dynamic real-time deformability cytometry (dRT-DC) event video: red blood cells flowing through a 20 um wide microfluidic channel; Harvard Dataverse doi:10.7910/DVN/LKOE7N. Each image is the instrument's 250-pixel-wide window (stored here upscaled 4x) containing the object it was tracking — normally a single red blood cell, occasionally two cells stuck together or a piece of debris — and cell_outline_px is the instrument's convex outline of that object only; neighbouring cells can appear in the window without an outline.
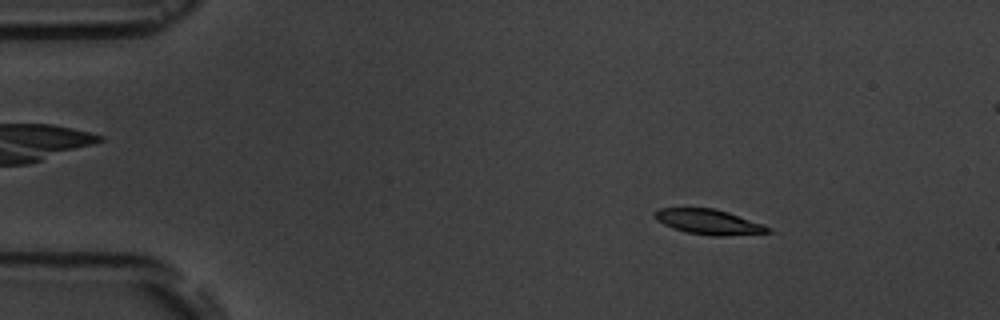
{"species": "common noctule bat (a hibernating species)", "species_latin": "Nyctalus noctula", "temperature_condition": "room temperature", "stored_images_in_passage": 10, "camera_frame_rate_fps": 3000, "um_per_image_px": 0.085, "animal": {"sex": "male", "body_mass_g": 19.5, "forearm_length_mm": 54.6}, "frame": {"image": 1, "passage_image": 1, "time_ms": 0.0, "image_size_px": [1000, 320], "cell_outline_px": [[772, 232], [724, 236], [712, 236], [688, 232], [672, 228], [656, 220], [652, 216], [652, 212], [660, 208], [712, 208], [728, 212], [764, 224]], "centroid_in_image_um": [60.2, 18.85], "position_along_channel_um": 24.8, "area_um2": 16.53}}
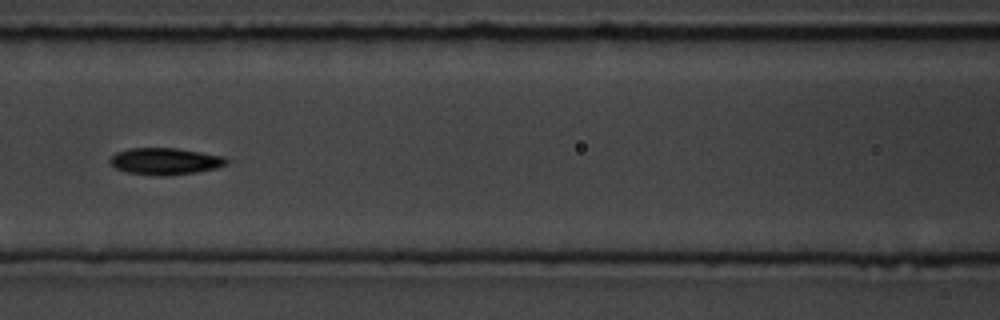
{"frame": {"image": 2, "passage_image": 6, "time_ms": 5.667, "image_size_px": [1000, 320], "cell_outline_px": [[228, 164], [216, 168], [196, 172], [168, 176], [152, 176], [124, 172], [116, 168], [108, 160], [116, 152], [128, 148], [176, 148], [224, 156], [228, 160]], "centroid_in_image_um": [14.02, 13.72], "position_along_channel_um": 152.6, "area_um2": 18.38}}
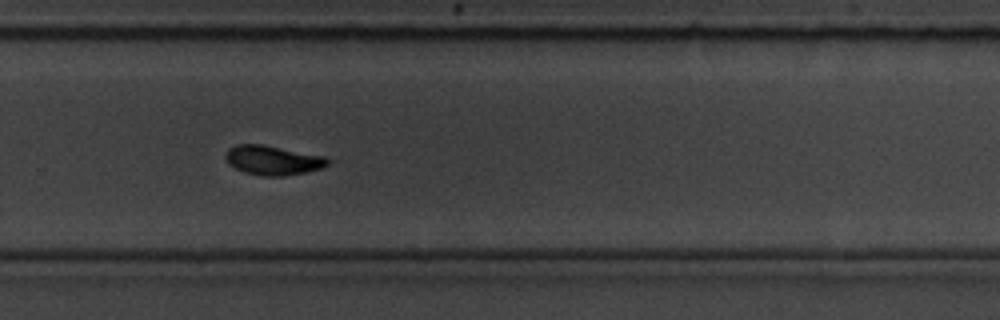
{"frame": {"image": 3, "passage_image": 10, "time_ms": 10.0, "image_size_px": [1000, 320], "cell_outline_px": [[332, 160], [328, 164], [320, 168], [304, 172], [284, 176], [260, 176], [244, 172], [228, 164], [224, 156], [224, 152], [228, 148], [236, 144], [264, 144], [324, 156]], "centroid_in_image_um": [23.15, 13.61], "position_along_channel_um": 306.7, "area_um2": 17.69}}